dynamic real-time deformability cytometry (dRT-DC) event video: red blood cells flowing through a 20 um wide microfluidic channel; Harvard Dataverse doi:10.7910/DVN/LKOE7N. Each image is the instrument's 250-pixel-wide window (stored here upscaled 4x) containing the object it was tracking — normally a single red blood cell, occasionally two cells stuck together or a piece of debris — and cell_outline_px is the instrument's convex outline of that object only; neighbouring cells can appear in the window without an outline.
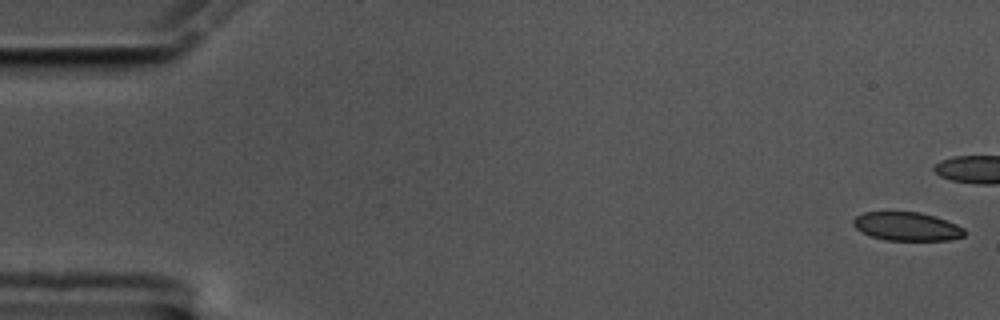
{"species": "common noctule bat (a hibernating species)", "species_latin": "Nyctalus noctula", "temperature_condition": "cold", "stored_images_in_passage": 45, "camera_frame_rate_fps": 3000, "um_per_image_px": 0.085, "animal": {"sex": "male", "body_mass_g": 17.5, "forearm_length_mm": 52.3}, "frame": {"image": 1, "passage_image": 1, "time_ms": 0.0, "image_size_px": [1000, 320], "cell_outline_px": [[964, 236], [948, 240], [884, 240], [860, 232], [852, 224], [852, 220], [856, 216], [864, 212], [920, 212], [936, 216], [956, 224], [964, 228]], "centroid_in_image_um": [77.06, 19.24], "position_along_channel_um": 7.9, "area_um2": 18.55}}